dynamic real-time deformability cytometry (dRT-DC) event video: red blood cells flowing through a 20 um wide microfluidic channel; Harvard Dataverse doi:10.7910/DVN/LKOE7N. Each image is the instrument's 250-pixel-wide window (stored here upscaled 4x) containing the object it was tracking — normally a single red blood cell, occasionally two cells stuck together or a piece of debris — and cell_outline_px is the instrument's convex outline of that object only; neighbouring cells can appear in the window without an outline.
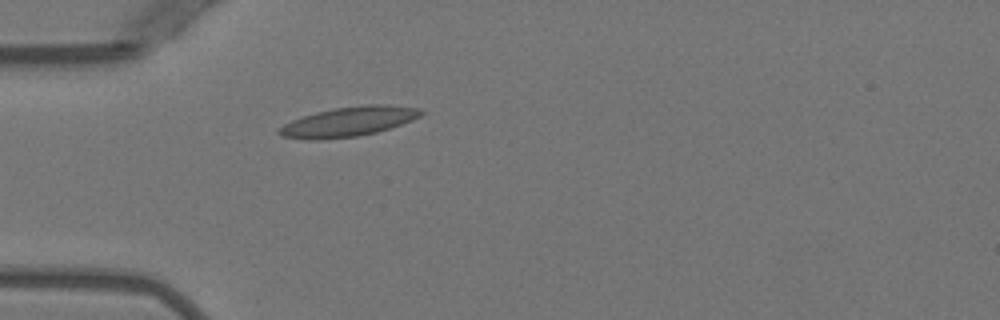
{"species": "Egyptian fruit bat (a non-hibernating species)", "species_latin": "Rousettus aegyptiacus", "temperature_condition": "warm", "stored_images_in_passage": 1, "camera_frame_rate_fps": 3000, "um_per_image_px": 0.085, "animal": {"sex": "female"}, "frame": {"image": 1, "passage_image": 1, "time_ms": 0.0, "image_size_px": [1000, 320], "cell_outline_px": [[424, 112], [420, 116], [412, 120], [376, 132], [356, 136], [316, 140], [308, 140], [280, 136], [276, 132], [276, 128], [292, 120], [316, 112], [332, 108], [364, 104], [388, 104], [420, 108]], "centroid_in_image_um": [29.59, 10.33], "position_along_channel_um": 55.4, "area_um2": 24.62}}